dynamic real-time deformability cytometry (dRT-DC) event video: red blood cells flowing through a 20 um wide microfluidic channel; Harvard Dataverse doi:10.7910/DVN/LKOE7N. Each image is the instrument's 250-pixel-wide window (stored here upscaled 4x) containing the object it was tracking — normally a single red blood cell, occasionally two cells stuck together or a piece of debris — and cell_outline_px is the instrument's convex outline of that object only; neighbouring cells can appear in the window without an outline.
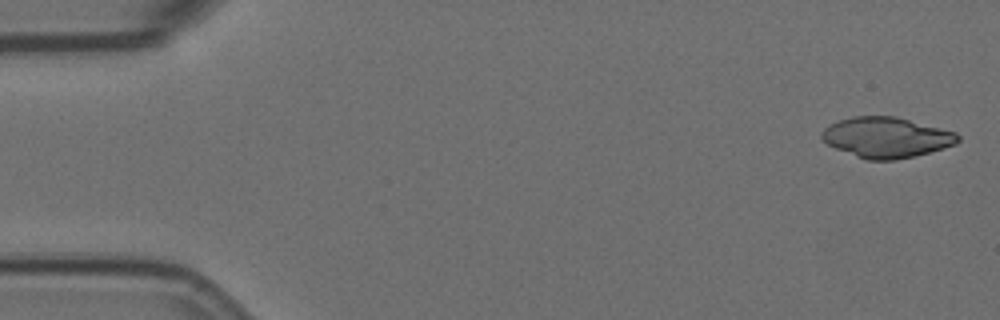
{"species": "Egyptian fruit bat (a non-hibernating species)", "species_latin": "Rousettus aegyptiacus", "temperature_condition": "room temperature", "stored_images_in_passage": 5, "camera_frame_rate_fps": 3000, "um_per_image_px": 0.085, "animal": {"sex": "female"}, "frame": {"image": 1, "passage_image": 1, "time_ms": 0.0, "image_size_px": [1000, 320], "cell_outline_px": [[960, 140], [956, 144], [944, 148], [916, 156], [896, 160], [868, 160], [856, 156], [836, 148], [828, 144], [820, 136], [824, 128], [840, 120], [852, 116], [896, 116], [956, 132], [960, 136]], "centroid_in_image_um": [75.38, 11.68], "position_along_channel_um": 9.6, "area_um2": 32.02}}
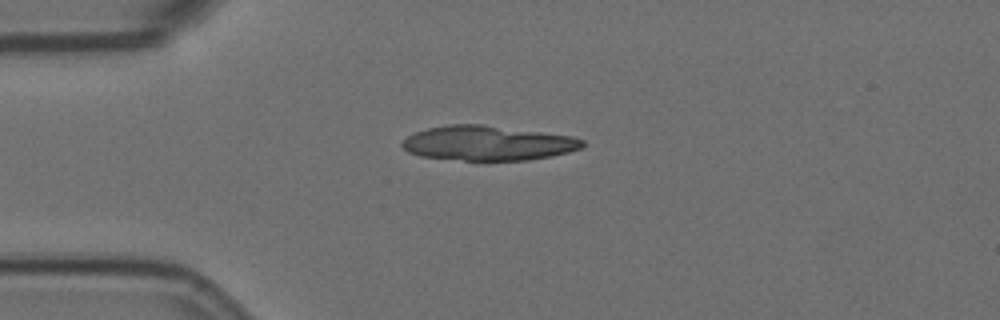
{"frame": {"image": 2, "passage_image": 3, "time_ms": 0.667, "image_size_px": [1000, 320], "cell_outline_px": [[584, 144], [580, 148], [568, 152], [552, 156], [528, 160], [464, 160], [420, 156], [408, 152], [400, 144], [408, 136], [416, 132], [428, 128], [448, 124], [480, 124], [572, 136], [584, 140]], "centroid_in_image_um": [41.46, 12.16], "position_along_channel_um": 43.5, "area_um2": 36.18}}